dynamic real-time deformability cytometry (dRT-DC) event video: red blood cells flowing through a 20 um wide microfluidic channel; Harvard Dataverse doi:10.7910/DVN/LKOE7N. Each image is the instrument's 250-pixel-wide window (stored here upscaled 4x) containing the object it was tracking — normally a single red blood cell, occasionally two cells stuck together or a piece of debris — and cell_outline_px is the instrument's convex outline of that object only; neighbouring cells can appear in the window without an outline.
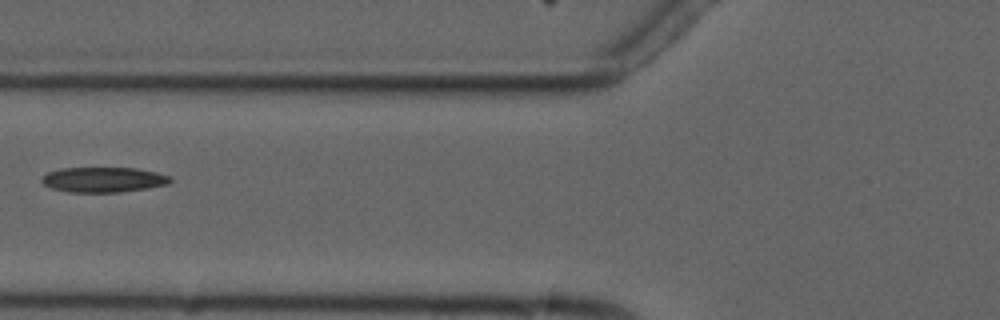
{"species": "common noctule bat (a hibernating species)", "species_latin": "Nyctalus noctula", "temperature_condition": "cold", "stored_images_in_passage": 4, "camera_frame_rate_fps": 3000, "um_per_image_px": 0.085, "animal": {"sex": "male", "forearm_length_mm": 52.5}, "frame": {"image": 1, "passage_image": 3, "time_ms": 2.333, "image_size_px": [1000, 320], "cell_outline_px": [[172, 180], [168, 184], [148, 188], [120, 192], [68, 192], [52, 188], [44, 184], [40, 180], [48, 172], [60, 168], [136, 168], [156, 172], [172, 176]], "centroid_in_image_um": [8.82, 15.27], "position_along_channel_um": 117.0, "area_um2": 18.84}}
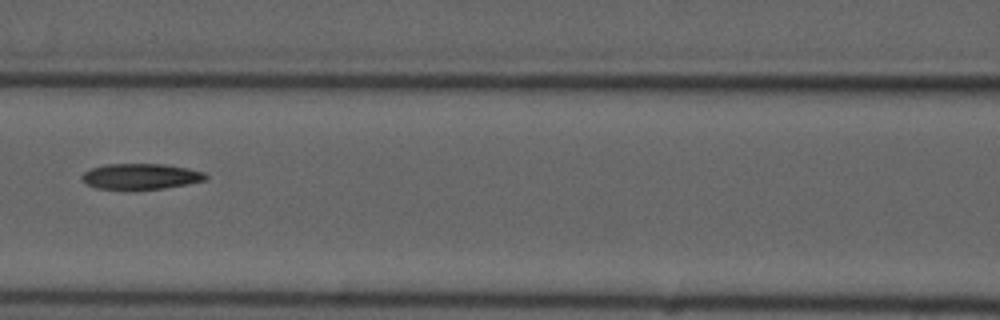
{"frame": {"image": 2, "passage_image": 4, "time_ms": 3.333, "image_size_px": [1000, 320], "cell_outline_px": [[208, 176], [204, 180], [188, 184], [164, 188], [96, 188], [88, 184], [84, 180], [84, 172], [92, 168], [104, 164], [164, 164], [188, 168], [204, 172]], "centroid_in_image_um": [12.02, 14.97], "position_along_channel_um": 154.6, "area_um2": 18.03}}